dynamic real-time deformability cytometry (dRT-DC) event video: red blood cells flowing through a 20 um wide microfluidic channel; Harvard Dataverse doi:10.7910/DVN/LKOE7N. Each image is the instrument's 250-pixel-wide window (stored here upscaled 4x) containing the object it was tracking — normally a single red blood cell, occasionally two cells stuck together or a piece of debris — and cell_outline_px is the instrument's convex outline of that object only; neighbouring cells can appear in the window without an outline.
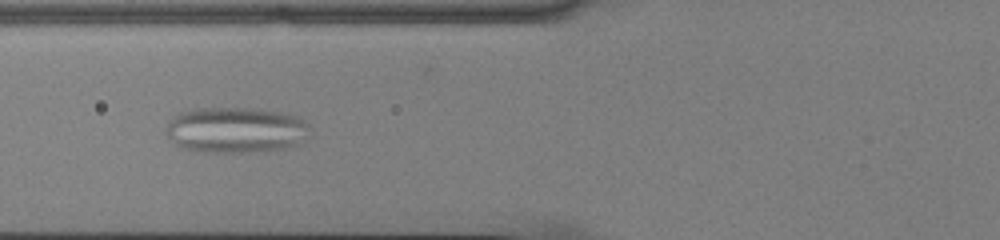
{"species": "common noctule bat (a hibernating species)", "species_latin": "Nyctalus noctula", "temperature_condition": "cold", "stored_images_in_passage": 48, "camera_frame_rate_fps": 3000, "um_per_image_px": 0.085, "animal": {"sex": "male", "body_mass_g": 13.0, "forearm_length_mm": 53.1}, "frame": {"image": 1, "passage_image": 15, "time_ms": 4.667, "image_size_px": [1000, 240], "cell_outline_px": [[312, 136], [288, 148], [248, 152], [208, 152], [184, 148], [176, 144], [164, 132], [168, 120], [172, 116], [180, 112], [192, 108], [260, 108], [300, 116], [308, 124]], "centroid_in_image_um": [20.07, 11.03], "position_along_channel_um": 105.7, "area_um2": 39.02}}
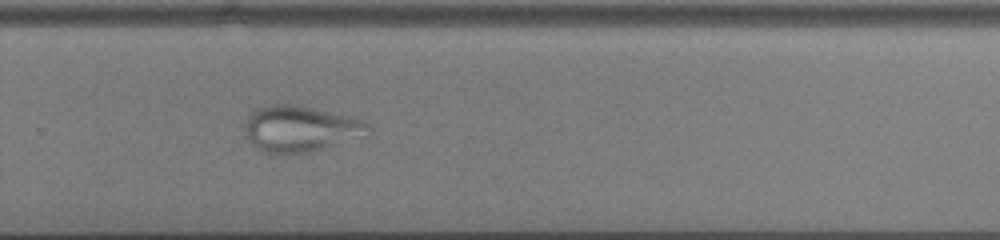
{"frame": {"image": 2, "passage_image": 31, "time_ms": 10.0, "image_size_px": [1000, 240], "cell_outline_px": [[372, 128], [364, 136], [308, 152], [284, 156], [268, 152], [252, 144], [244, 136], [244, 124], [248, 116], [256, 108], [268, 104], [296, 104], [352, 116], [364, 120]], "centroid_in_image_um": [25.5, 10.93], "position_along_channel_um": 304.3, "area_um2": 33.52}}
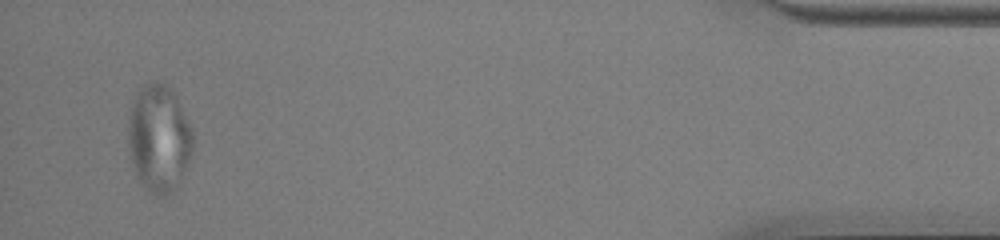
{"frame": {"image": 3, "passage_image": 46, "time_ms": 15.0, "image_size_px": [1000, 240], "cell_outline_px": [[192, 152], [188, 164], [176, 188], [164, 196], [156, 196], [140, 180], [136, 172], [128, 148], [128, 124], [132, 100], [136, 92], [144, 84], [152, 80], [164, 80], [172, 88], [192, 128]], "centroid_in_image_um": [13.51, 11.67], "position_along_channel_um": 421.7, "area_um2": 40.63}}